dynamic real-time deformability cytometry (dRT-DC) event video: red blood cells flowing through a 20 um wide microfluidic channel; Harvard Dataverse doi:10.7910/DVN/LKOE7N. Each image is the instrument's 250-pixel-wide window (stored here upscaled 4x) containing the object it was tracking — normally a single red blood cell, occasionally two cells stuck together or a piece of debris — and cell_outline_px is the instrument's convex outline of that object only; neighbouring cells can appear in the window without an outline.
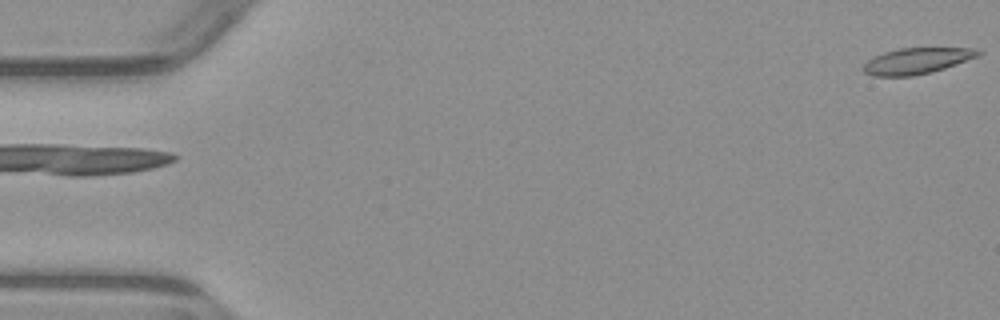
{"species": "common noctule bat (a hibernating species)", "species_latin": "Nyctalus noctula", "temperature_condition": "warm", "stored_images_in_passage": 5, "segment_of_instrument_passage": [2, 2], "camera_frame_rate_fps": 3000, "um_per_image_px": 0.085, "animal": {"sex": "male", "body_mass_g": 23.1, "forearm_length_mm": 52.7}, "frame": {"image": 1, "passage_image": 5, "time_ms": 5.333, "image_size_px": [1000, 320], "cell_outline_px": [[984, 52], [980, 56], [932, 72], [912, 76], [872, 76], [864, 72], [860, 68], [868, 60], [884, 52], [900, 48], [976, 48]], "centroid_in_image_um": [77.94, 5.17], "position_along_channel_um": 7.1, "area_um2": 17.51}}